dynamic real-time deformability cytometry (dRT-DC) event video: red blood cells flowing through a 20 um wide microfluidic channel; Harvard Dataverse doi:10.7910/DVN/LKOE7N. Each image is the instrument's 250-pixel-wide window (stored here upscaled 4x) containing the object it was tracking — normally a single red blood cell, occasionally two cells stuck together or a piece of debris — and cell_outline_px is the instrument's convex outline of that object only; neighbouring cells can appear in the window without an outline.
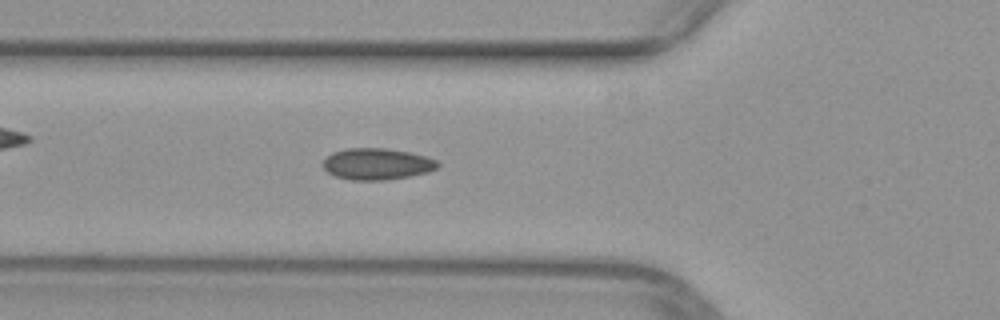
{"species": "common noctule bat (a hibernating species)", "species_latin": "Nyctalus noctula", "temperature_condition": "warm", "stored_images_in_passage": 48, "camera_frame_rate_fps": 3000, "um_per_image_px": 0.085, "animal": {"sex": "female", "body_mass_g": 29.2, "forearm_length_mm": 56.3}, "frame": {"image": 1, "passage_image": 16, "time_ms": 5.0, "image_size_px": [1000, 320], "cell_outline_px": [[440, 164], [436, 168], [428, 172], [388, 180], [348, 180], [336, 176], [328, 172], [320, 164], [332, 152], [344, 148], [384, 148], [408, 152], [424, 156], [436, 160]], "centroid_in_image_um": [32.0, 13.94], "position_along_channel_um": 93.8, "area_um2": 21.04}}
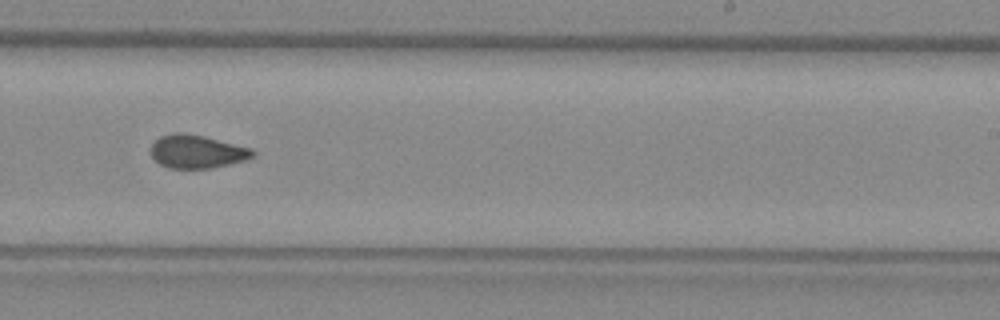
{"frame": {"image": 2, "passage_image": 29, "time_ms": 9.333, "image_size_px": [1000, 320], "cell_outline_px": [[256, 152], [248, 160], [212, 168], [168, 168], [160, 164], [152, 156], [152, 144], [160, 136], [176, 132], [184, 132], [204, 136], [252, 148]], "centroid_in_image_um": [16.77, 12.88], "position_along_channel_um": 272.2, "area_um2": 19.77}}
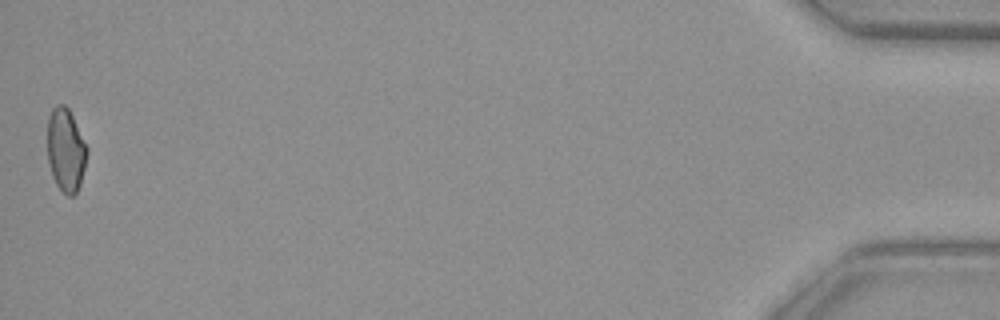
{"frame": {"image": 3, "passage_image": 48, "time_ms": 15.667, "image_size_px": [1000, 320], "cell_outline_px": [[88, 152], [80, 184], [76, 192], [72, 196], [68, 196], [56, 184], [52, 176], [48, 160], [48, 116], [52, 108], [56, 104], [64, 104], [68, 108], [88, 148]], "centroid_in_image_um": [5.59, 12.73], "position_along_channel_um": 429.6, "area_um2": 19.07}}